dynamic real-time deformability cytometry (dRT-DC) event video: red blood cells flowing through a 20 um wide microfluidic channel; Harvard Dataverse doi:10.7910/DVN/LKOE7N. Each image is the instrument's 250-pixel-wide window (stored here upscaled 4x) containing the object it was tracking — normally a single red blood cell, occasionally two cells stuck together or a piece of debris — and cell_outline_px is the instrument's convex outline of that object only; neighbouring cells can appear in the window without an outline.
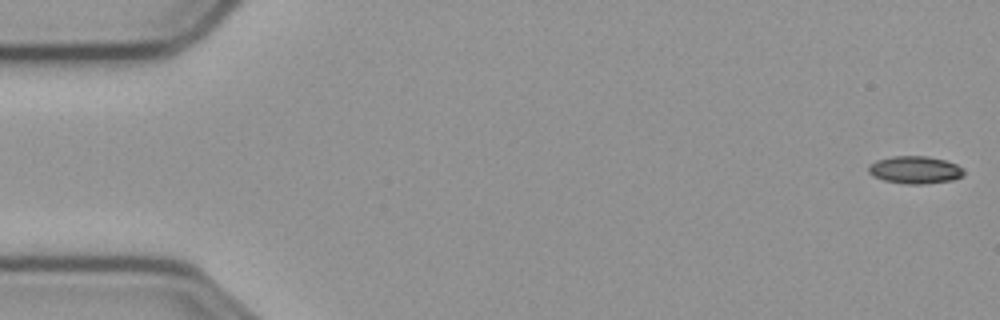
{"species": "common noctule bat (a hibernating species)", "species_latin": "Nyctalus noctula", "temperature_condition": "cold", "stored_images_in_passage": 57, "camera_frame_rate_fps": 3000, "um_per_image_px": 0.085, "animal": {"sex": "male", "body_mass_g": 23.1, "forearm_length_mm": 52.7}, "frame": {"image": 1, "passage_image": 1, "time_ms": 0.0, "image_size_px": [1000, 320], "cell_outline_px": [[964, 176], [952, 180], [924, 184], [908, 184], [884, 180], [872, 176], [868, 172], [868, 164], [876, 160], [892, 156], [928, 156], [944, 160], [956, 164], [964, 168]], "centroid_in_image_um": [77.77, 14.43], "position_along_channel_um": 7.2, "area_um2": 15.43}}
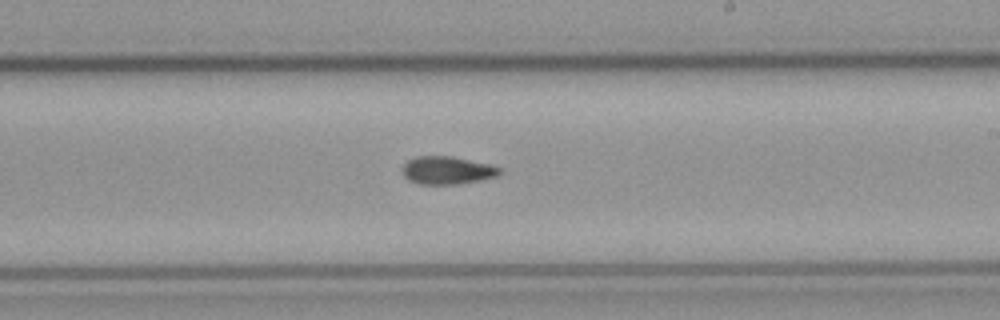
{"frame": {"image": 2, "passage_image": 33, "time_ms": 10.667, "image_size_px": [1000, 320], "cell_outline_px": [[500, 172], [496, 176], [456, 184], [420, 184], [408, 180], [404, 176], [404, 164], [408, 160], [416, 156], [452, 156], [488, 164], [500, 168]], "centroid_in_image_um": [37.96, 14.47], "position_along_channel_um": 251.0, "area_um2": 15.43}}
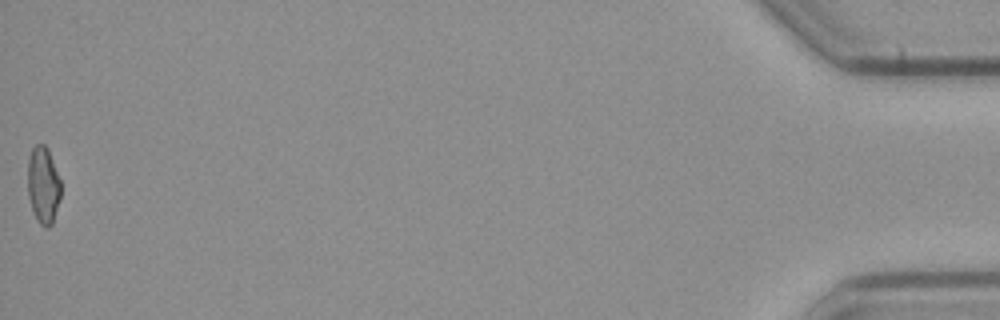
{"frame": {"image": 3, "passage_image": 57, "time_ms": 18.667, "image_size_px": [1000, 320], "cell_outline_px": [[60, 196], [52, 224], [48, 228], [44, 228], [40, 224], [32, 208], [28, 196], [28, 156], [32, 148], [36, 144], [44, 144], [48, 148], [60, 180]], "centroid_in_image_um": [3.66, 15.71], "position_along_channel_um": 431.5, "area_um2": 14.74}, "authors_computed_cell_mechanics": {"area_um2": 15.4326, "velocity_mm_per_s": 3.6047, "shape_relaxation_time_tau1_ms": null, "shape_relaxation_time_tau2_ms": 3.2877, "deformation_change_tau1": null, "deformation_change_tau2": 0.0809}}